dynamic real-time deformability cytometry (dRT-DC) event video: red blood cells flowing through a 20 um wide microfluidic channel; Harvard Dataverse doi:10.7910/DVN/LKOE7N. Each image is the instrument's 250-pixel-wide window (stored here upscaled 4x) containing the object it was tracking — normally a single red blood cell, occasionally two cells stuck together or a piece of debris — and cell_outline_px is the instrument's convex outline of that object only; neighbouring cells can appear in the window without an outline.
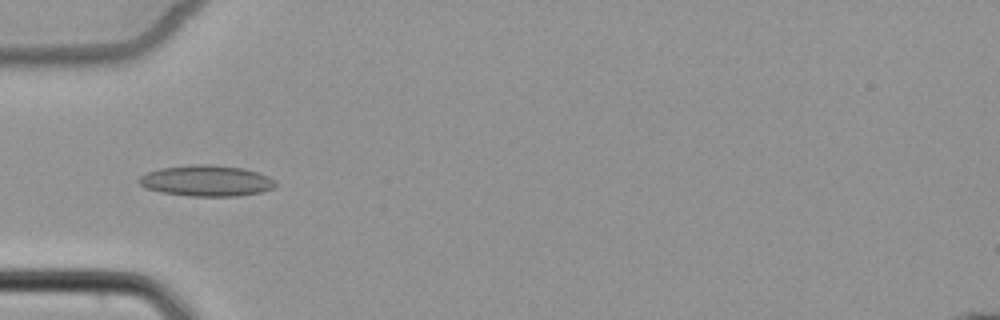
{"species": "common noctule bat (a hibernating species)", "species_latin": "Nyctalus noctula", "temperature_condition": "cold", "stored_images_in_passage": 1, "camera_frame_rate_fps": 3000, "um_per_image_px": 0.085, "animal": {"sex": "female", "body_mass_g": 22.7, "forearm_length_mm": 54.2}, "frame": {"image": 1, "passage_image": 1, "time_ms": 0.0, "image_size_px": [1000, 320], "cell_outline_px": [[276, 188], [260, 192], [236, 196], [188, 196], [160, 192], [144, 188], [136, 180], [140, 176], [148, 172], [160, 168], [196, 164], [212, 164], [244, 168], [268, 176], [276, 180]], "centroid_in_image_um": [17.54, 15.36], "position_along_channel_um": 67.5, "area_um2": 24.85}}